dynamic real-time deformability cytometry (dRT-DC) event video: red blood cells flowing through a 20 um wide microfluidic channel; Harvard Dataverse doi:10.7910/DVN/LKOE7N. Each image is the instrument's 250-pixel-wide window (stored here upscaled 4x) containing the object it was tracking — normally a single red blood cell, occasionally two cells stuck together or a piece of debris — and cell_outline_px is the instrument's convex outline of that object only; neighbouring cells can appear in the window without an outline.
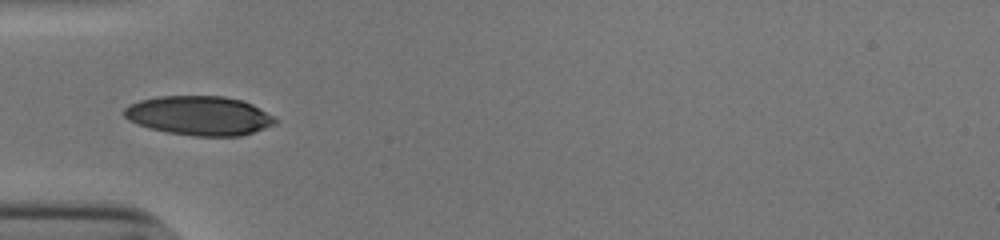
{"species": "human", "species_latin": "Homo sapiens", "temperature_condition": "cold", "stored_images_in_passage": 36, "camera_frame_rate_fps": 3000, "um_per_image_px": 0.085, "donor": {"sex": "male"}, "frame": {"image": 1, "passage_image": 1, "time_ms": 0.0, "image_size_px": [1000, 240], "cell_outline_px": [[280, 120], [276, 124], [240, 136], [192, 136], [168, 132], [148, 128], [128, 120], [124, 116], [124, 108], [128, 104], [140, 100], [156, 96], [224, 96], [240, 100], [252, 104]], "centroid_in_image_um": [16.92, 9.83], "position_along_channel_um": 68.1, "area_um2": 34.62}}
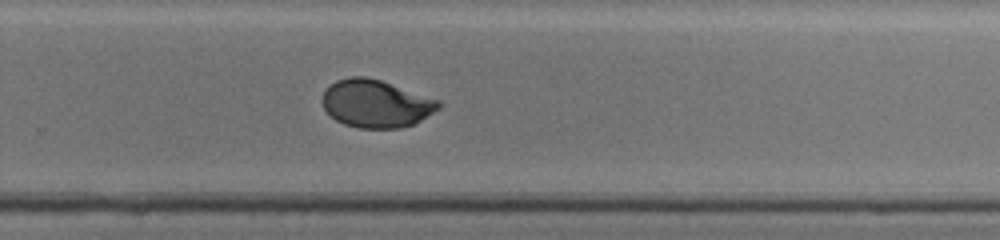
{"frame": {"image": 2, "passage_image": 19, "time_ms": 6.0, "image_size_px": [1000, 240], "cell_outline_px": [[444, 104], [440, 108], [420, 120], [412, 124], [400, 128], [360, 128], [344, 124], [336, 120], [324, 108], [320, 100], [324, 92], [336, 80], [352, 76], [364, 76], [380, 80], [440, 100]], "centroid_in_image_um": [31.96, 8.8], "position_along_channel_um": 297.8, "area_um2": 32.19}}
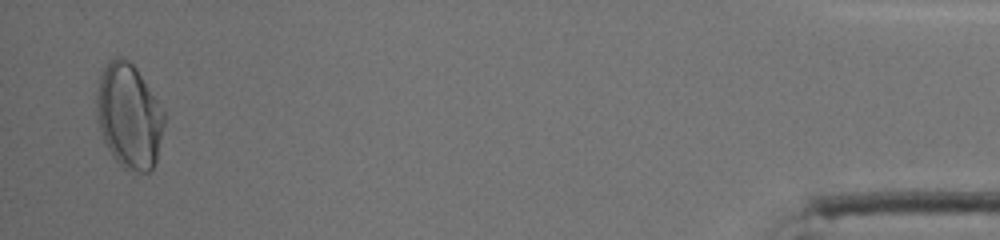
{"frame": {"image": 3, "passage_image": 35, "time_ms": 11.333, "image_size_px": [1000, 240], "cell_outline_px": [[164, 124], [156, 164], [148, 172], [140, 172], [124, 168], [112, 156], [104, 140], [96, 116], [96, 92], [100, 76], [104, 64], [112, 56], [124, 56], [136, 68], [164, 108]], "centroid_in_image_um": [10.96, 9.82], "position_along_channel_um": 424.2, "area_um2": 41.67}, "authors_computed_cell_mechanics": {"area_um2": 33.4084, "velocity_mm_per_s": 3.84, "shape_relaxation_time_tau1_ms": 6.9934, "shape_relaxation_time_tau2_ms": 0.9708, "deformation_change_tau1": 0.1967, "deformation_change_tau2": 0.034}}